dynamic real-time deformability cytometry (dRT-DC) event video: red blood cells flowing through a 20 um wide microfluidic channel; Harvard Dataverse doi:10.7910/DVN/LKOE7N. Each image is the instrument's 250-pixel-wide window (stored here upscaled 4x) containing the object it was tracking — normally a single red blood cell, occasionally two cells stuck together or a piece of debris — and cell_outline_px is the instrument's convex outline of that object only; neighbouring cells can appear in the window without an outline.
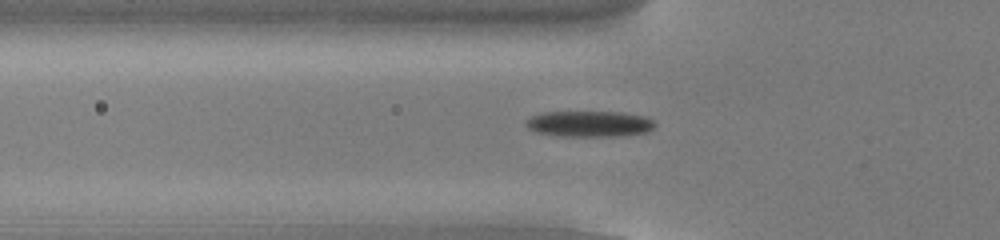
{"species": "common noctule bat (a hibernating species)", "species_latin": "Nyctalus noctula", "temperature_condition": "cold", "stored_images_in_passage": 54, "camera_frame_rate_fps": 3000, "um_per_image_px": 0.085, "animal": {"sex": "male", "body_mass_g": 13.0, "forearm_length_mm": 53.1}, "frame": {"image": 1, "passage_image": 19, "time_ms": 6.0, "image_size_px": [1000, 240], "cell_outline_px": [[656, 124], [648, 132], [624, 136], [560, 136], [536, 132], [528, 128], [524, 124], [532, 116], [544, 112], [624, 112], [644, 116], [652, 120]], "centroid_in_image_um": [50.13, 10.53], "position_along_channel_um": 75.7, "area_um2": 19.54}}
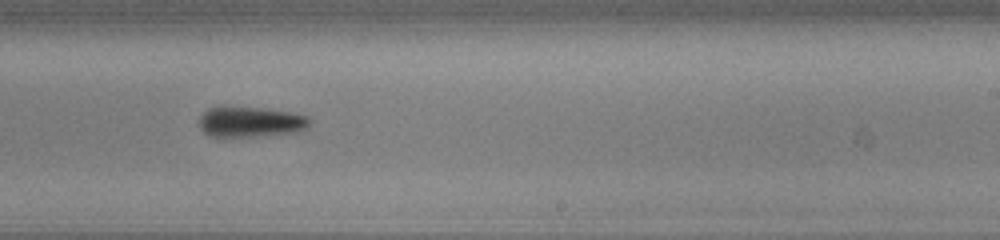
{"frame": {"image": 2, "passage_image": 34, "time_ms": 11.0, "image_size_px": [1000, 240], "cell_outline_px": [[312, 120], [308, 128], [296, 132], [264, 136], [208, 136], [200, 128], [200, 116], [208, 108], [260, 108], [288, 112], [308, 116]], "centroid_in_image_um": [21.35, 10.38], "position_along_channel_um": 267.7, "area_um2": 19.31}}
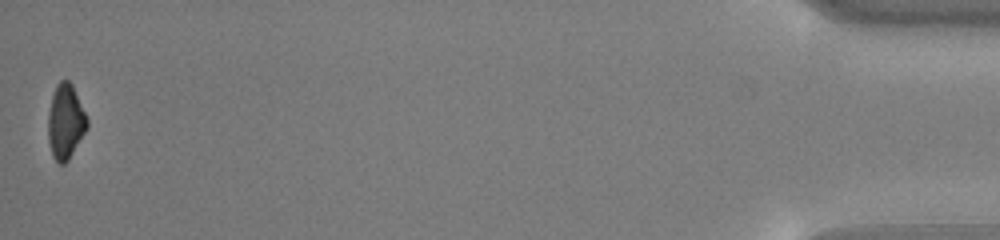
{"frame": {"image": 3, "passage_image": 54, "time_ms": 17.667, "image_size_px": [1000, 240], "cell_outline_px": [[88, 128], [68, 160], [64, 164], [60, 164], [52, 156], [48, 140], [48, 112], [52, 96], [56, 84], [60, 80], [68, 80], [72, 84], [88, 120]], "centroid_in_image_um": [5.56, 10.35], "position_along_channel_um": 429.6, "area_um2": 16.99}, "authors_computed_cell_mechanics": {"area_um2": 18.5538, "velocity_mm_per_s": 3.8456, "shape_relaxation_time_tau1_ms": 2.0555, "shape_relaxation_time_tau2_ms": null, "deformation_change_tau1": 0.096, "deformation_change_tau2": null}}